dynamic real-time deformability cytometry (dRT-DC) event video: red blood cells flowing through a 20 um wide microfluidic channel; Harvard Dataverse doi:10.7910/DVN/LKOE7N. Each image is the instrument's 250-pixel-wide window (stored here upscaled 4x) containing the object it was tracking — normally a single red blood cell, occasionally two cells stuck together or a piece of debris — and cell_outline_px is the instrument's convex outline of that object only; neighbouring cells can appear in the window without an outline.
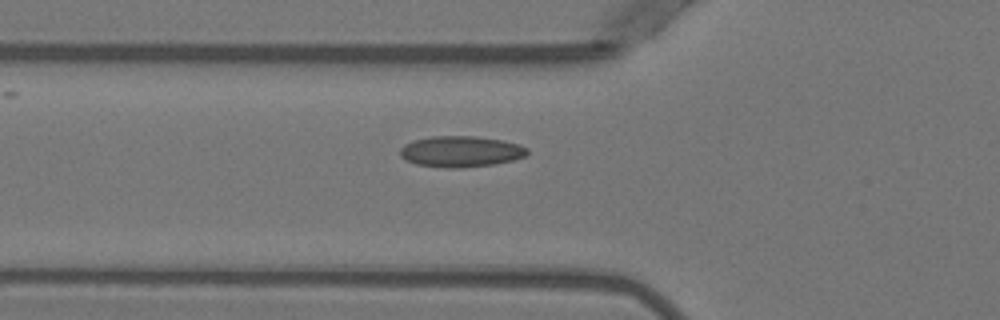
{"species": "Egyptian fruit bat (a non-hibernating species)", "species_latin": "Rousettus aegyptiacus", "temperature_condition": "warm", "stored_images_in_passage": 22, "camera_frame_rate_fps": 3000, "um_per_image_px": 0.085, "animal": {"sex": "female"}, "frame": {"image": 1, "passage_image": 2, "time_ms": 0.333, "image_size_px": [1000, 320], "cell_outline_px": [[528, 152], [524, 156], [512, 160], [492, 164], [460, 168], [448, 168], [416, 164], [400, 156], [400, 148], [404, 144], [416, 140], [432, 136], [472, 136], [500, 140], [520, 144], [528, 148]], "centroid_in_image_um": [39.16, 12.88], "position_along_channel_um": 86.6, "area_um2": 22.72}}
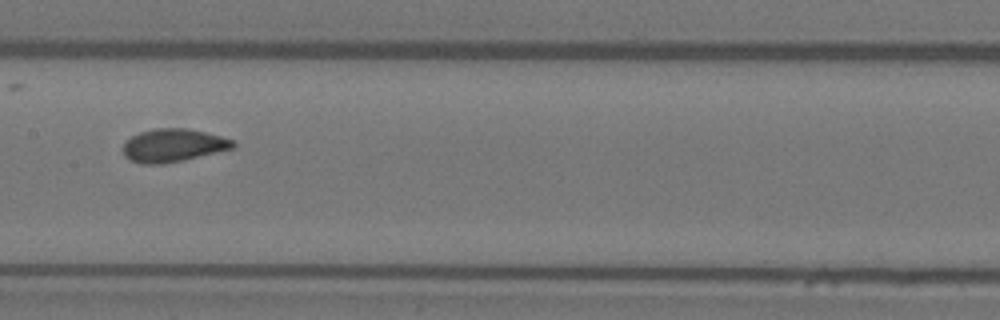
{"frame": {"image": 2, "passage_image": 10, "time_ms": 3.0, "image_size_px": [1000, 320], "cell_outline_px": [[236, 148], [184, 160], [164, 164], [140, 164], [128, 160], [124, 156], [124, 144], [132, 136], [140, 132], [152, 128], [188, 128], [220, 136], [232, 140], [236, 144]], "centroid_in_image_um": [14.72, 12.37], "position_along_channel_um": 192.7, "area_um2": 21.33}}
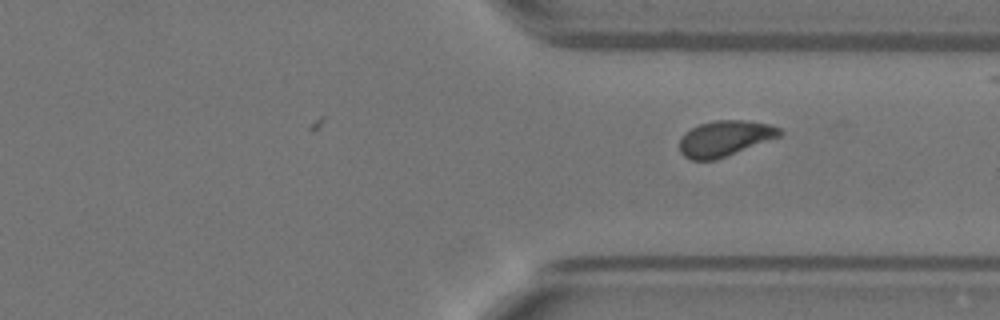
{"frame": {"image": 3, "passage_image": 22, "time_ms": 7.0, "image_size_px": [1000, 320], "cell_outline_px": [[784, 132], [780, 136], [716, 160], [692, 160], [684, 156], [680, 152], [680, 136], [684, 132], [700, 124], [716, 120], [744, 120], [768, 124], [780, 128]], "centroid_in_image_um": [61.59, 11.76], "position_along_channel_um": 349.8, "area_um2": 20.75}}